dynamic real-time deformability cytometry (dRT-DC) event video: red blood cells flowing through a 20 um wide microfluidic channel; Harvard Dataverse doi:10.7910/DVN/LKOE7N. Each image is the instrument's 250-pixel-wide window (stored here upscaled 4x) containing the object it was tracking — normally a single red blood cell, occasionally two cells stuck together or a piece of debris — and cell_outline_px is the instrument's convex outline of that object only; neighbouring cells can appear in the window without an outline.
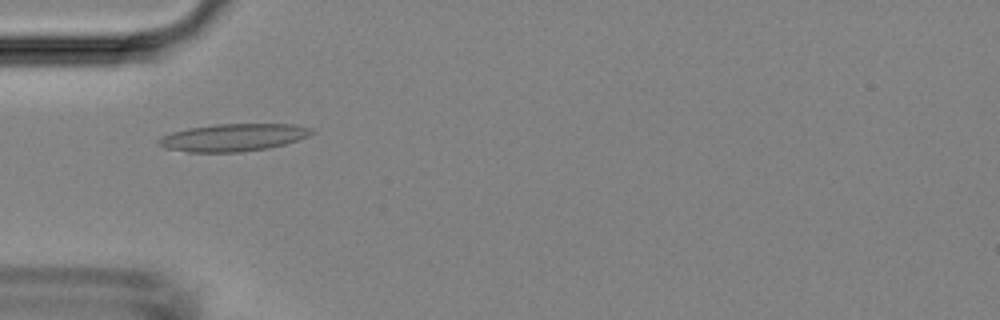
{"species": "Egyptian fruit bat (a non-hibernating species)", "species_latin": "Rousettus aegyptiacus", "temperature_condition": "room temperature", "stored_images_in_passage": 50, "camera_frame_rate_fps": 3000, "um_per_image_px": 0.085, "animal": {"sex": "female"}, "frame": {"image": 1, "passage_image": 16, "time_ms": 5.0, "image_size_px": [1000, 320], "cell_outline_px": [[316, 132], [308, 136], [284, 144], [268, 148], [240, 152], [188, 152], [164, 148], [156, 144], [156, 140], [160, 136], [172, 132], [188, 128], [216, 124], [296, 124], [312, 128]], "centroid_in_image_um": [19.79, 11.68], "position_along_channel_um": 65.2, "area_um2": 24.68}}
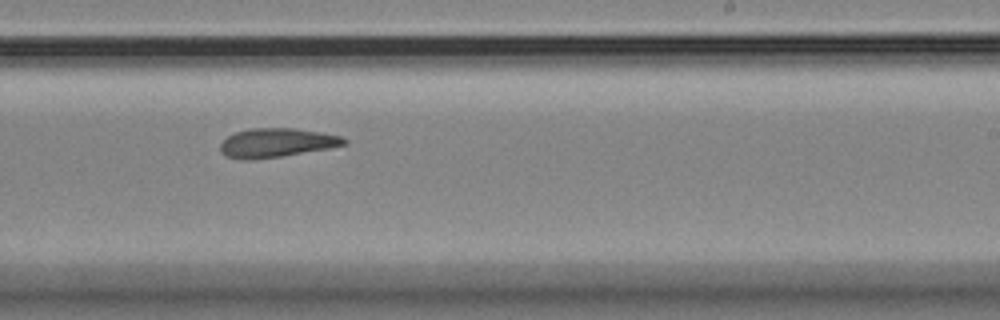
{"frame": {"image": 2, "passage_image": 31, "time_ms": 10.0, "image_size_px": [1000, 320], "cell_outline_px": [[348, 144], [328, 148], [280, 156], [252, 160], [240, 160], [224, 156], [220, 152], [220, 144], [228, 136], [236, 132], [252, 128], [292, 128], [320, 132], [340, 136], [348, 140]], "centroid_in_image_um": [23.47, 12.14], "position_along_channel_um": 265.5, "area_um2": 20.87}}
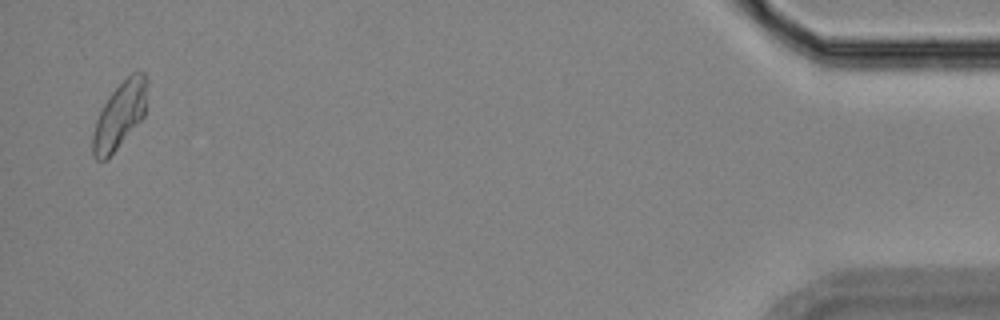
{"frame": {"image": 3, "passage_image": 49, "time_ms": 16.0, "image_size_px": [1000, 320], "cell_outline_px": [[148, 84], [144, 116], [108, 160], [96, 160], [92, 156], [92, 132], [96, 120], [104, 104], [112, 92], [132, 72], [144, 72], [148, 80]], "centroid_in_image_um": [10.17, 9.83], "position_along_channel_um": 425.0, "area_um2": 21.15}}